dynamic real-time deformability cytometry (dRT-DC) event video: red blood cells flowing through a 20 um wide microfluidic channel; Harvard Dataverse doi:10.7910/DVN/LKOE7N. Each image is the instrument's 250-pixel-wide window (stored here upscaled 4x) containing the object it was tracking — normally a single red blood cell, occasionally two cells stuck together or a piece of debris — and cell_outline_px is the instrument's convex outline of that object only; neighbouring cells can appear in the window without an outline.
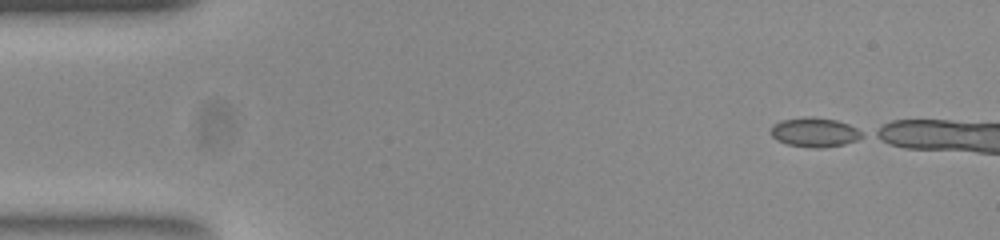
{"species": "common noctule bat (a hibernating species)", "species_latin": "Nyctalus noctula", "temperature_condition": "room temperature", "stored_images_in_passage": 11, "camera_frame_rate_fps": 3000, "um_per_image_px": 0.085, "animal": {"sex": "female", "body_mass_g": 23.0, "forearm_length_mm": 53.4}, "frame": {"image": 1, "passage_image": 1, "time_ms": 0.0, "image_size_px": [1000, 240], "cell_outline_px": [[864, 136], [856, 140], [844, 144], [820, 148], [816, 148], [788, 144], [776, 140], [768, 132], [772, 124], [780, 120], [804, 116], [812, 116], [836, 120], [848, 124], [864, 132]], "centroid_in_image_um": [69.2, 11.22], "position_along_channel_um": 15.8, "area_um2": 15.84}}
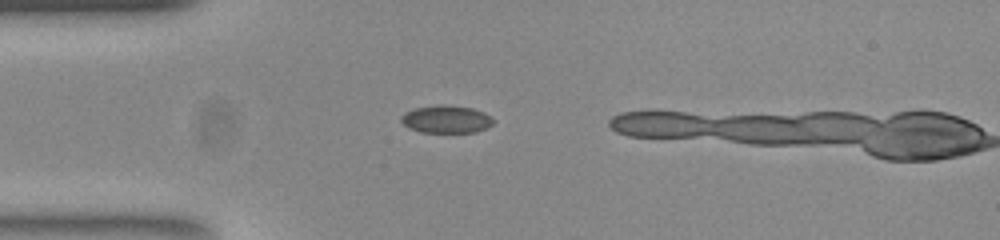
{"frame": {"image": 2, "passage_image": 10, "time_ms": 3.0, "image_size_px": [1000, 240], "cell_outline_px": [[492, 124], [488, 128], [476, 132], [420, 132], [408, 128], [400, 120], [400, 116], [404, 112], [412, 108], [436, 104], [444, 104], [472, 108], [484, 112], [492, 120]], "centroid_in_image_um": [37.87, 10.12], "position_along_channel_um": 47.1, "area_um2": 15.03}}